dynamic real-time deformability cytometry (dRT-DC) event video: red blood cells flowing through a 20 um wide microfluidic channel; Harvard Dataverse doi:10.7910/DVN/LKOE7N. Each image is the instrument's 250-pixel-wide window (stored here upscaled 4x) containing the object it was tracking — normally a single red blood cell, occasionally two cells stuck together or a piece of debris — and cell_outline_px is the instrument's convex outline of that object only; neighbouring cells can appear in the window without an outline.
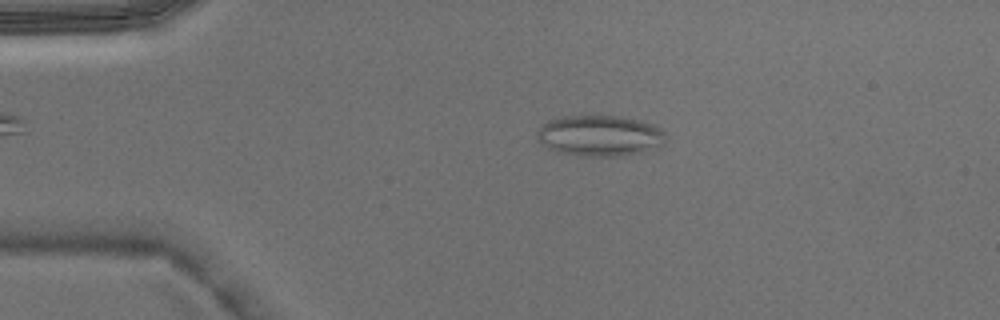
{"species": "Egyptian fruit bat (a non-hibernating species)", "species_latin": "Rousettus aegyptiacus", "temperature_condition": "warm", "stored_images_in_passage": 4, "camera_frame_rate_fps": 3000, "um_per_image_px": 0.085, "animal": {"sex": "male"}, "frame": {"image": 1, "passage_image": 2, "time_ms": 0.333, "image_size_px": [1000, 320], "cell_outline_px": [[664, 144], [644, 152], [624, 156], [580, 156], [560, 152], [548, 148], [536, 140], [536, 132], [548, 120], [564, 116], [616, 116], [656, 124], [664, 132]], "centroid_in_image_um": [50.97, 11.54], "position_along_channel_um": 34.0, "area_um2": 30.75}}